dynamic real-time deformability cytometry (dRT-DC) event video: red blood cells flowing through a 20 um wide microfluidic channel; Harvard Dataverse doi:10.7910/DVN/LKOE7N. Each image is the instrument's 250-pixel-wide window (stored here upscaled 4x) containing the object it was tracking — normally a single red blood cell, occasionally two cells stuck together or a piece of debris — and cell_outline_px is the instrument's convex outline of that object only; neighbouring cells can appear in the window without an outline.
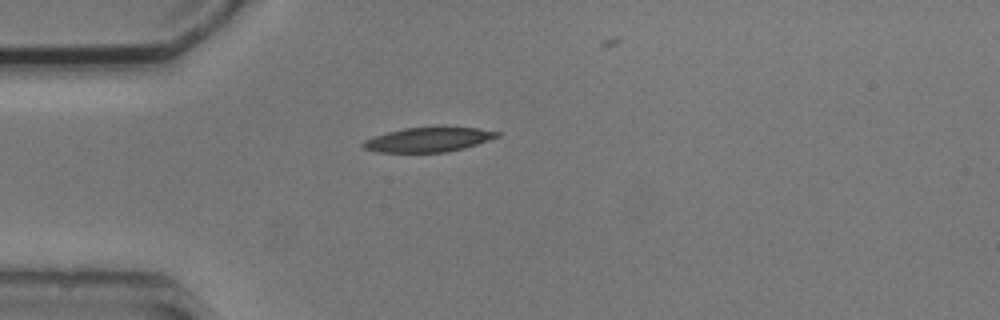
{"species": "common noctule bat (a hibernating species)", "species_latin": "Nyctalus noctula", "temperature_condition": "cold", "stored_images_in_passage": 1, "camera_frame_rate_fps": 3000, "um_per_image_px": 0.085, "animal": {"sex": "male", "body_mass_g": 20.5, "forearm_length_mm": 52.5}, "frame": {"image": 1, "passage_image": 1, "time_ms": 0.0, "image_size_px": [1000, 320], "cell_outline_px": [[500, 136], [464, 148], [444, 152], [376, 152], [364, 148], [360, 144], [364, 140], [388, 132], [404, 128], [476, 128], [500, 132]], "centroid_in_image_um": [36.38, 11.88], "position_along_channel_um": 48.6, "area_um2": 18.67}}